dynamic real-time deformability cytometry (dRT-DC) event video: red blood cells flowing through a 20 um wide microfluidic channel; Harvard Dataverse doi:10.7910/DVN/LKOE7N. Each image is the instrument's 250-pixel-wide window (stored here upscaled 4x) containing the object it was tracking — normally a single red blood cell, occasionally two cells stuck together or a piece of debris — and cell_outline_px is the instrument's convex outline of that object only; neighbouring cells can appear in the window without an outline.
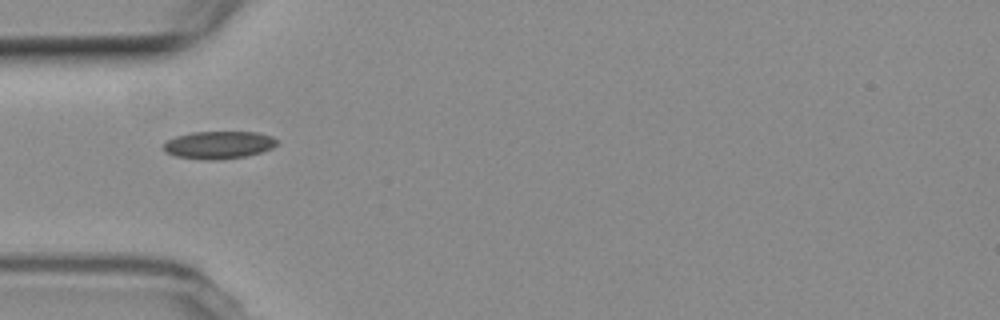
{"species": "common noctule bat (a hibernating species)", "species_latin": "Nyctalus noctula", "temperature_condition": "room temperature", "stored_images_in_passage": 15, "camera_frame_rate_fps": 3000, "um_per_image_px": 0.085, "animal": {"sex": "female", "body_mass_g": 19.3, "forearm_length_mm": 54.1}, "frame": {"image": 1, "passage_image": 5, "time_ms": 5.667, "image_size_px": [1000, 320], "cell_outline_px": [[276, 144], [272, 148], [260, 152], [244, 156], [220, 160], [204, 160], [176, 156], [164, 152], [164, 144], [168, 140], [176, 136], [192, 132], [256, 132], [272, 136], [276, 140]], "centroid_in_image_um": [18.56, 12.32], "position_along_channel_um": 66.4, "area_um2": 18.15}}
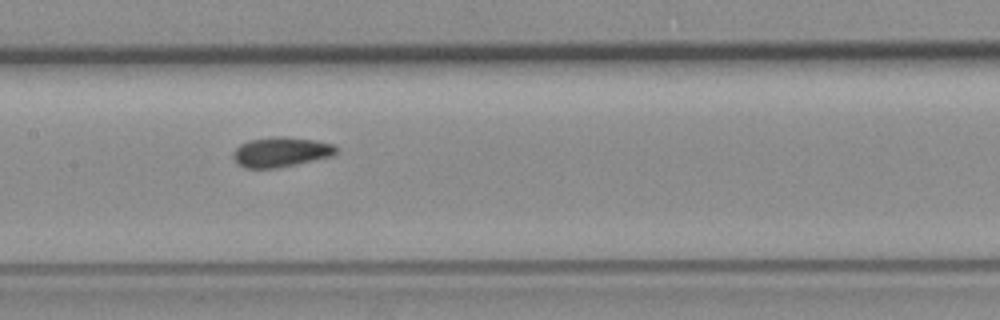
{"frame": {"image": 2, "passage_image": 8, "time_ms": 9.0, "image_size_px": [1000, 320], "cell_outline_px": [[340, 148], [332, 156], [276, 168], [244, 168], [232, 156], [232, 152], [240, 144], [248, 140], [272, 136], [284, 136], [316, 140], [336, 144]], "centroid_in_image_um": [23.9, 12.9], "position_along_channel_um": 183.5, "area_um2": 18.09}}
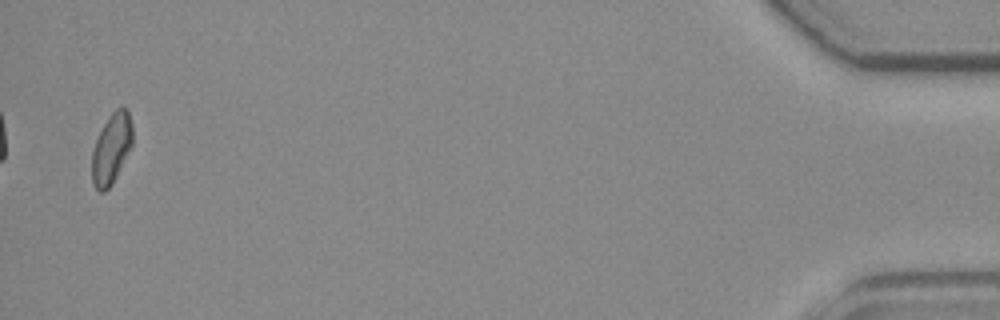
{"frame": {"image": 3, "passage_image": 15, "time_ms": 18.667, "image_size_px": [1000, 320], "cell_outline_px": [[132, 144], [112, 184], [104, 192], [100, 192], [92, 184], [92, 152], [96, 140], [104, 124], [112, 112], [116, 108], [124, 104], [128, 108], [132, 124]], "centroid_in_image_um": [9.48, 12.59], "position_along_channel_um": 425.7, "area_um2": 16.59}, "authors_computed_cell_mechanics": {"area_um2": 17.9758, "velocity_mm_per_s": 3.4948, "shape_relaxation_time_tau1_ms": 6.0857, "shape_relaxation_time_tau2_ms": 1.6719, "deformation_change_tau1": 0.1189, "deformation_change_tau2": 0.0417}}